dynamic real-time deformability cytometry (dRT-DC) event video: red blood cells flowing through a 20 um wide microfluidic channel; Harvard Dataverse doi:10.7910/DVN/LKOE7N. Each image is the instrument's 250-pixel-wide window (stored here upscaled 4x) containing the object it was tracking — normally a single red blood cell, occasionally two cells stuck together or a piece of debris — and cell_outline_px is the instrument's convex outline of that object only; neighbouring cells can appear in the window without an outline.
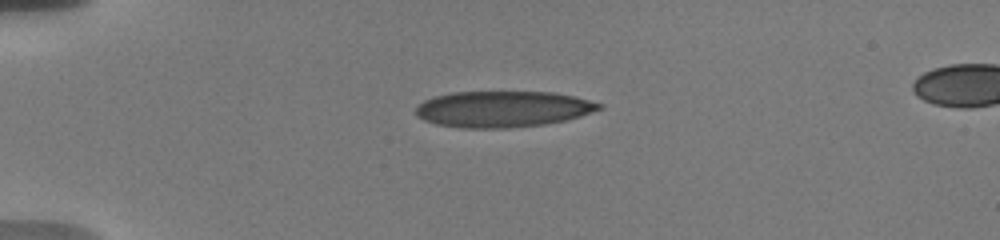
{"species": "human", "species_latin": "Homo sapiens", "temperature_condition": "warm", "stored_images_in_passage": 42, "camera_frame_rate_fps": 3000, "um_per_image_px": 0.085, "donor": {"sex": "male"}, "frame": {"image": 1, "passage_image": 1, "time_ms": 0.0, "image_size_px": [1000, 240], "cell_outline_px": [[604, 108], [580, 116], [564, 120], [544, 124], [508, 128], [464, 128], [436, 124], [424, 120], [416, 116], [416, 108], [424, 100], [436, 96], [452, 92], [556, 92], [604, 104]], "centroid_in_image_um": [42.74, 9.27], "position_along_channel_um": 42.3, "area_um2": 38.55}}
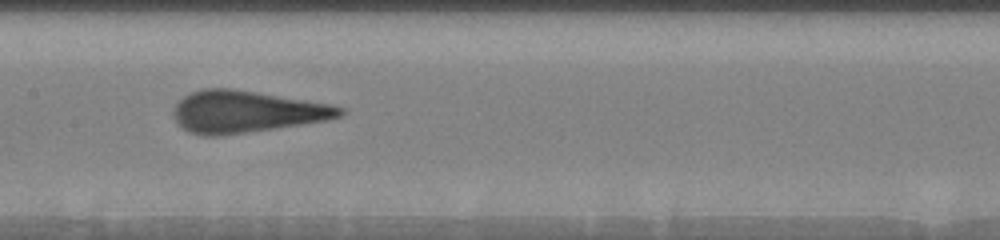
{"frame": {"image": 2, "passage_image": 16, "time_ms": 5.0, "image_size_px": [1000, 240], "cell_outline_px": [[348, 112], [340, 116], [328, 120], [220, 136], [204, 136], [188, 132], [172, 116], [172, 112], [176, 100], [192, 92], [204, 88], [232, 88], [332, 104], [344, 108]], "centroid_in_image_um": [20.92, 9.49], "position_along_channel_um": 186.5, "area_um2": 40.75}}
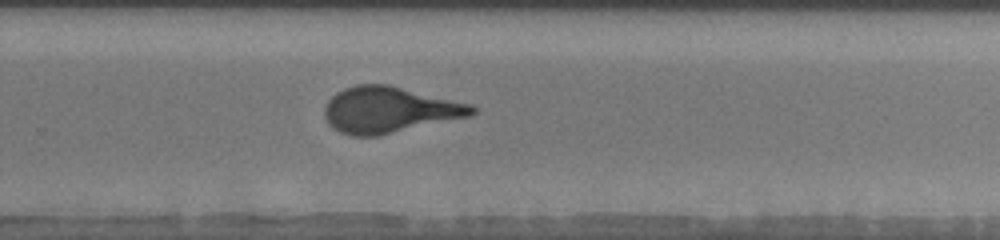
{"frame": {"image": 3, "passage_image": 25, "time_ms": 8.0, "image_size_px": [1000, 240], "cell_outline_px": [[476, 112], [468, 116], [380, 136], [352, 136], [340, 132], [332, 128], [328, 124], [324, 116], [324, 108], [328, 100], [336, 92], [344, 88], [356, 84], [388, 84], [472, 104], [476, 108]], "centroid_in_image_um": [33.05, 9.34], "position_along_channel_um": 296.8, "area_um2": 39.71}, "authors_computed_cell_mechanics": {"area_um2": 39.3907, "velocity_mm_per_s": 3.7005, "shape_relaxation_time_tau1_ms": 7.0033, "shape_relaxation_time_tau2_ms": null, "deformation_change_tau1": 0.2572, "deformation_change_tau2": null}}